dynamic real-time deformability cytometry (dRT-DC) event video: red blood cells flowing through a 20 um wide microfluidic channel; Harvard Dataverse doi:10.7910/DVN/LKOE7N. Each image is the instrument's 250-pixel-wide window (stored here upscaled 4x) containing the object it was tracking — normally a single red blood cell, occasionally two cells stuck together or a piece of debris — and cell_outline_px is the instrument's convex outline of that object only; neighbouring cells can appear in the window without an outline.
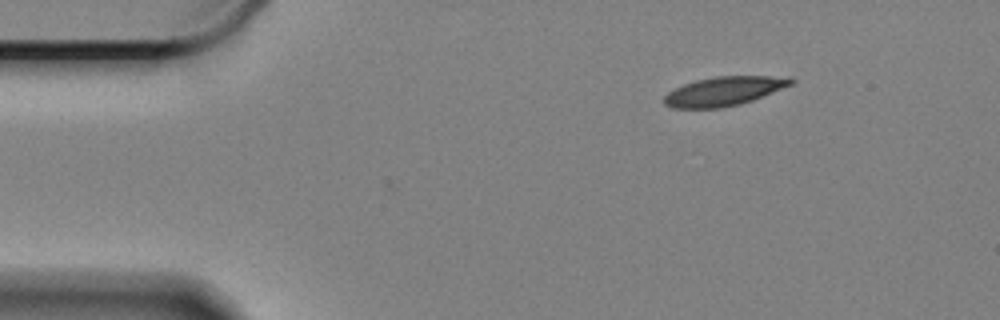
{"species": "Egyptian fruit bat (a non-hibernating species)", "species_latin": "Rousettus aegyptiacus", "temperature_condition": "cold", "stored_images_in_passage": 45, "camera_frame_rate_fps": 3000, "um_per_image_px": 0.085, "animal": {"sex": "female"}, "frame": {"image": 1, "passage_image": 1, "time_ms": 0.0, "image_size_px": [1000, 320], "cell_outline_px": [[796, 80], [792, 84], [752, 100], [720, 108], [672, 108], [664, 104], [664, 96], [668, 92], [684, 84], [696, 80], [716, 76], [768, 76]], "centroid_in_image_um": [61.46, 7.75], "position_along_channel_um": 23.5, "area_um2": 20.98}}
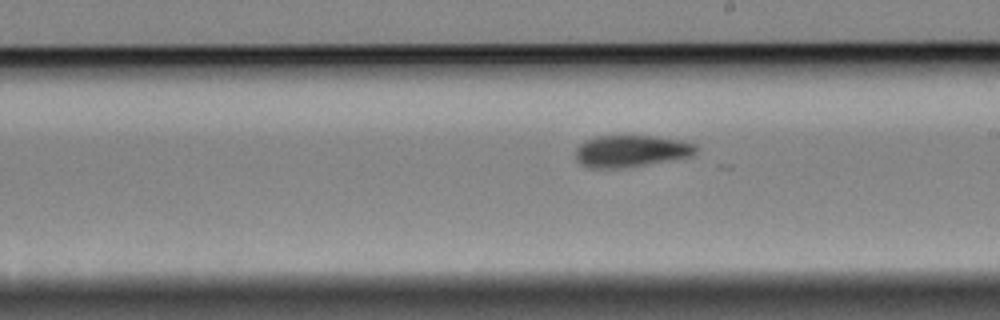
{"frame": {"image": 2, "passage_image": 26, "time_ms": 8.333, "image_size_px": [1000, 320], "cell_outline_px": [[696, 152], [692, 156], [624, 168], [592, 168], [580, 164], [576, 160], [576, 148], [584, 140], [596, 136], [652, 136], [684, 140], [696, 144]], "centroid_in_image_um": [53.63, 12.84], "position_along_channel_um": 235.4, "area_um2": 22.43}}
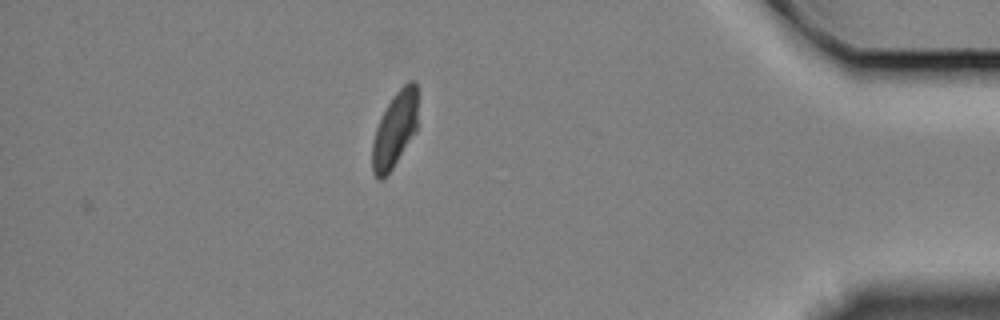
{"frame": {"image": 3, "passage_image": 45, "time_ms": 14.667, "image_size_px": [1000, 320], "cell_outline_px": [[416, 132], [392, 168], [380, 180], [372, 172], [372, 144], [376, 128], [392, 96], [408, 80], [412, 80], [416, 84]], "centroid_in_image_um": [33.55, 11.02], "position_along_channel_um": 401.7, "area_um2": 19.54}, "authors_computed_cell_mechanics": {"area_um2": 22.3686, "velocity_mm_per_s": 3.2977, "shape_relaxation_time_tau1_ms": 2.5842, "shape_relaxation_time_tau2_ms": 2.2577, "deformation_change_tau1": 0.1242, "deformation_change_tau2": 0.0591}}